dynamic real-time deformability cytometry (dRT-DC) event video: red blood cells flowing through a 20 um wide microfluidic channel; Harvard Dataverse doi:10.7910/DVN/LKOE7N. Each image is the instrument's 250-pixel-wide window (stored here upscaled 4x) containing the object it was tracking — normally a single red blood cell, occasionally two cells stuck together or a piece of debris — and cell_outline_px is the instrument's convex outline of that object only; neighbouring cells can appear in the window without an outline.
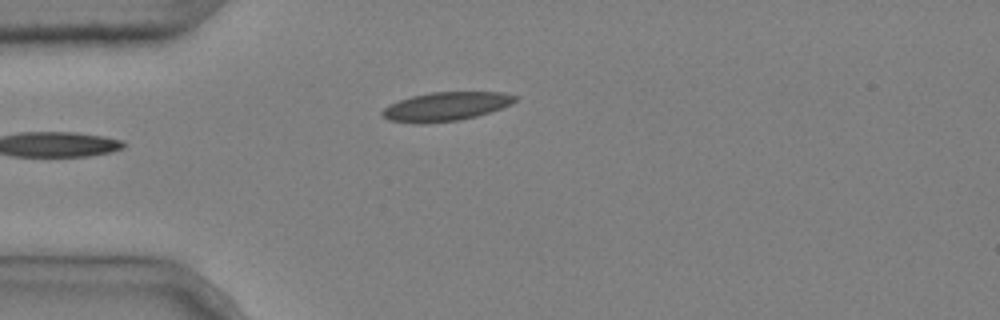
{"species": "common noctule bat (a hibernating species)", "species_latin": "Nyctalus noctula", "temperature_condition": "cold", "stored_images_in_passage": 8, "camera_frame_rate_fps": 3000, "um_per_image_px": 0.085, "animal": {"sex": "male", "body_mass_g": 20.4}, "frame": {"image": 1, "passage_image": 5, "time_ms": 1.333, "image_size_px": [1000, 320], "cell_outline_px": [[516, 100], [512, 104], [476, 116], [460, 120], [424, 124], [416, 124], [388, 120], [380, 112], [388, 104], [412, 96], [432, 92], [504, 92], [516, 96]], "centroid_in_image_um": [37.86, 9.06], "position_along_channel_um": 47.1, "area_um2": 22.31}}